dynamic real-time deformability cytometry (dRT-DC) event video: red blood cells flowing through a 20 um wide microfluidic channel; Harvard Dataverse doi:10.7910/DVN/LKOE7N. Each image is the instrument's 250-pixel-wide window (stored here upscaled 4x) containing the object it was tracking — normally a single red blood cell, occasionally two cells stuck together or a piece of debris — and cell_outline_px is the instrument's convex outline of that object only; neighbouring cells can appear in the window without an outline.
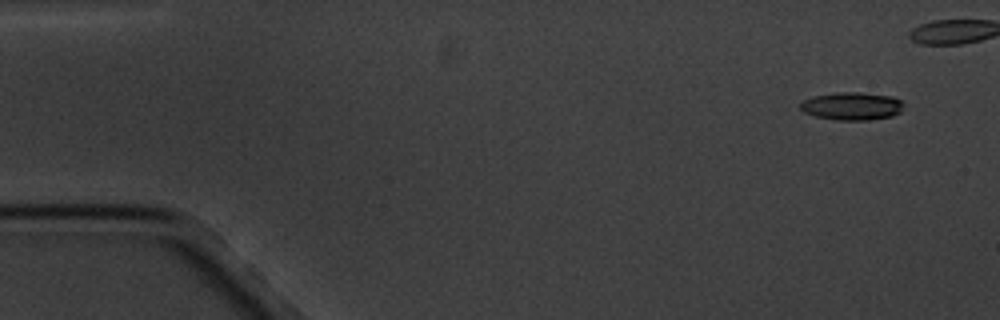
{"species": "common noctule bat (a hibernating species)", "species_latin": "Nyctalus noctula", "temperature_condition": "cold", "stored_images_in_passage": 7, "camera_frame_rate_fps": 3000, "um_per_image_px": 0.085, "animal": {"sex": "male", "body_mass_g": 20.1, "forearm_length_mm": 53.5}, "frame": {"image": 1, "passage_image": 1, "time_ms": 0.0, "image_size_px": [1000, 320], "cell_outline_px": [[904, 104], [900, 112], [892, 116], [868, 120], [836, 120], [816, 116], [804, 112], [800, 108], [800, 104], [804, 100], [812, 96], [840, 92], [860, 92], [892, 96], [900, 100]], "centroid_in_image_um": [72.42, 9.01], "position_along_channel_um": 12.6, "area_um2": 16.76}}
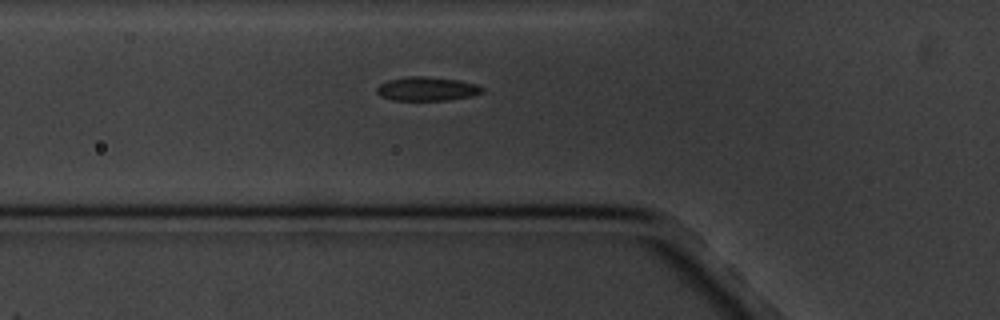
{"frame": {"image": 2, "passage_image": 7, "time_ms": 7.0, "image_size_px": [1000, 320], "cell_outline_px": [[484, 92], [472, 96], [452, 100], [392, 100], [380, 96], [376, 92], [376, 88], [380, 84], [388, 80], [404, 76], [428, 76], [460, 80], [476, 84], [484, 88]], "centroid_in_image_um": [36.3, 7.55], "position_along_channel_um": 89.5, "area_um2": 14.97}}